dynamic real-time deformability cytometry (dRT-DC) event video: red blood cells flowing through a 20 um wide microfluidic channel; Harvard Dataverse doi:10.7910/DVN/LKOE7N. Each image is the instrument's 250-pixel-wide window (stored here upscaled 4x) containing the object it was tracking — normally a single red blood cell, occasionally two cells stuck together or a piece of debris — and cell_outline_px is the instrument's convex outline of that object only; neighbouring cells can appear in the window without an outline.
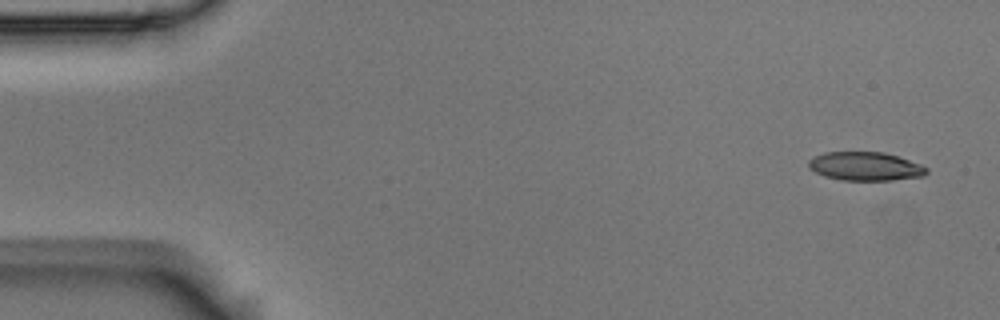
{"species": "Egyptian fruit bat (a non-hibernating species)", "species_latin": "Rousettus aegyptiacus", "temperature_condition": "room temperature", "stored_images_in_passage": 6, "camera_frame_rate_fps": 3000, "um_per_image_px": 0.085, "animal": {"sex": "male"}, "frame": {"image": 1, "passage_image": 1, "time_ms": 0.0, "image_size_px": [1000, 320], "cell_outline_px": [[928, 172], [924, 176], [892, 180], [840, 180], [824, 176], [808, 168], [808, 160], [824, 152], [884, 152], [920, 164], [928, 168]], "centroid_in_image_um": [73.54, 14.14], "position_along_channel_um": 11.5, "area_um2": 19.65}}
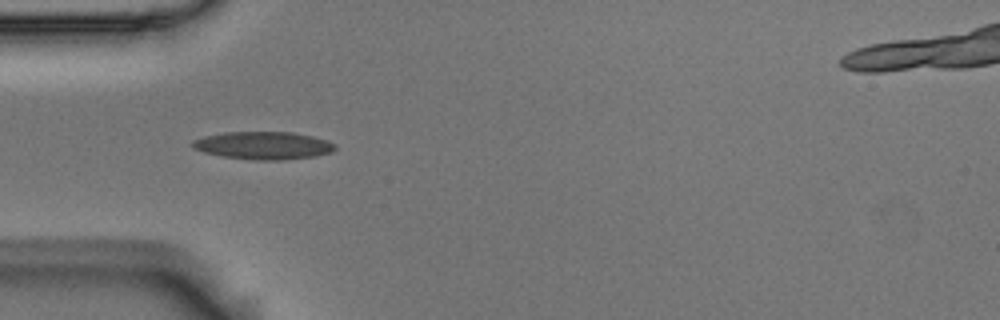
{"frame": {"image": 2, "passage_image": 5, "time_ms": 1.333, "image_size_px": [1000, 320], "cell_outline_px": [[336, 148], [332, 152], [312, 156], [284, 160], [256, 160], [224, 156], [204, 152], [192, 148], [192, 140], [204, 136], [224, 132], [292, 132], [312, 136], [328, 140], [336, 144]], "centroid_in_image_um": [22.39, 12.36], "position_along_channel_um": 62.6, "area_um2": 23.0}}
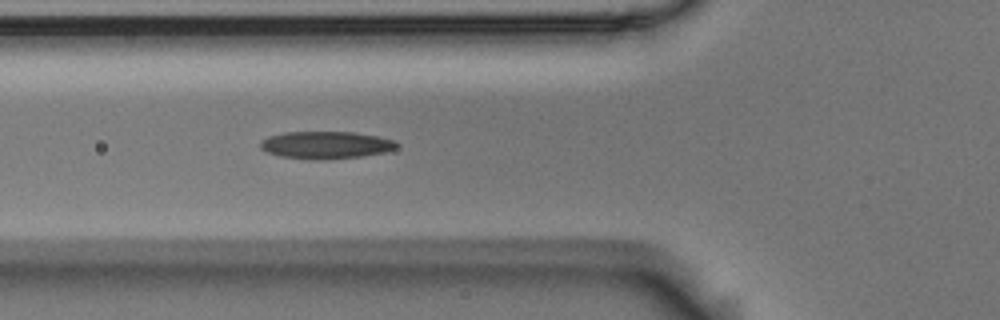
{"frame": {"image": 3, "passage_image": 6, "time_ms": 1.667, "image_size_px": [1000, 320], "cell_outline_px": [[400, 144], [396, 148], [384, 152], [360, 156], [280, 156], [268, 152], [260, 148], [260, 140], [268, 136], [284, 132], [352, 132], [380, 136], [396, 140]], "centroid_in_image_um": [27.74, 12.25], "position_along_channel_um": 98.1, "area_um2": 20.63}}